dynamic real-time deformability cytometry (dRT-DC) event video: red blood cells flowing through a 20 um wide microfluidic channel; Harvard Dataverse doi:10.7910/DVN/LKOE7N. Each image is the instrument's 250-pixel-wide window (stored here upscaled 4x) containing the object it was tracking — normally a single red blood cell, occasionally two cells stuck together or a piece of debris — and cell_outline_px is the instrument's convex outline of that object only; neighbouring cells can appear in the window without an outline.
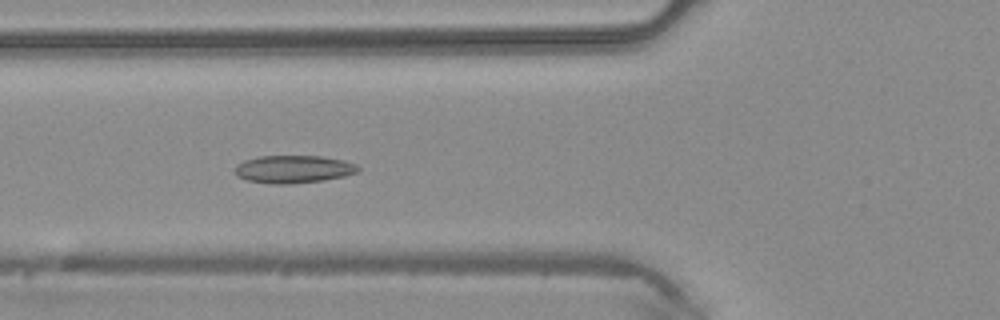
{"species": "common noctule bat (a hibernating species)", "species_latin": "Nyctalus noctula", "temperature_condition": "warm", "stored_images_in_passage": 37, "camera_frame_rate_fps": 3000, "um_per_image_px": 0.085, "animal": {"sex": "male", "body_mass_g": 20.4}, "frame": {"image": 1, "passage_image": 8, "time_ms": 2.333, "image_size_px": [1000, 320], "cell_outline_px": [[360, 168], [356, 172], [344, 176], [324, 180], [288, 184], [272, 184], [248, 180], [236, 176], [236, 164], [244, 160], [260, 156], [324, 156], [344, 160], [356, 164]], "centroid_in_image_um": [24.95, 14.37], "position_along_channel_um": 100.9, "area_um2": 19.88}}
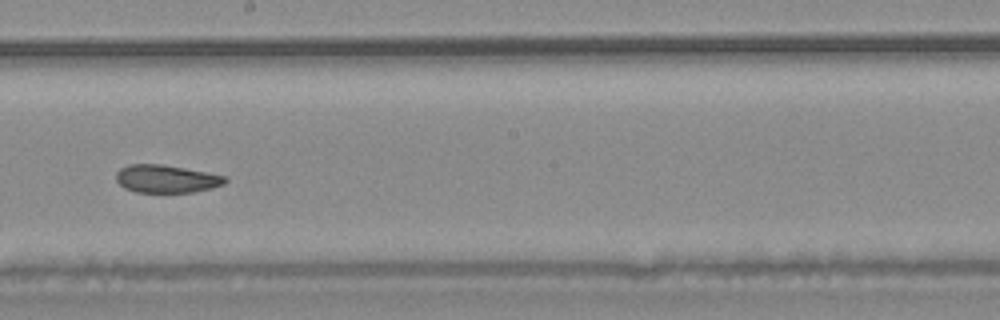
{"frame": {"image": 2, "passage_image": 17, "time_ms": 5.333, "image_size_px": [1000, 320], "cell_outline_px": [[228, 180], [224, 184], [212, 188], [196, 192], [136, 192], [124, 188], [116, 180], [116, 172], [120, 168], [128, 164], [160, 164], [184, 168], [228, 176]], "centroid_in_image_um": [14.15, 15.2], "position_along_channel_um": 234.0, "area_um2": 17.8}}
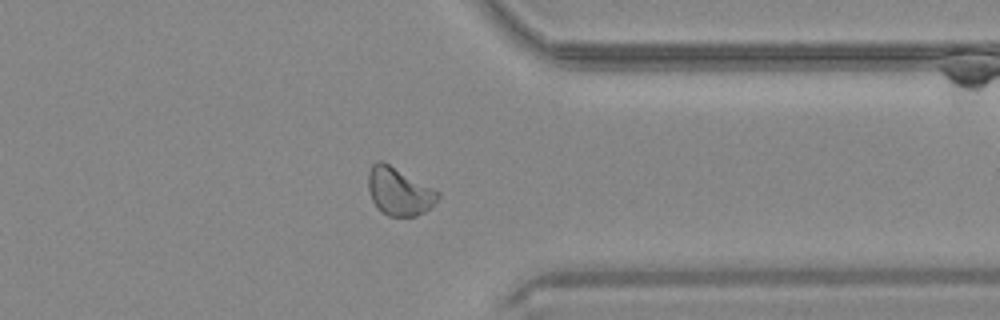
{"frame": {"image": 3, "passage_image": 27, "time_ms": 8.667, "image_size_px": [1000, 320], "cell_outline_px": [[440, 196], [424, 212], [416, 216], [388, 216], [380, 212], [372, 200], [368, 188], [368, 172], [372, 164], [376, 160], [380, 160], [388, 164], [440, 192]], "centroid_in_image_um": [33.88, 16.28], "position_along_channel_um": 377.5, "area_um2": 19.13}}